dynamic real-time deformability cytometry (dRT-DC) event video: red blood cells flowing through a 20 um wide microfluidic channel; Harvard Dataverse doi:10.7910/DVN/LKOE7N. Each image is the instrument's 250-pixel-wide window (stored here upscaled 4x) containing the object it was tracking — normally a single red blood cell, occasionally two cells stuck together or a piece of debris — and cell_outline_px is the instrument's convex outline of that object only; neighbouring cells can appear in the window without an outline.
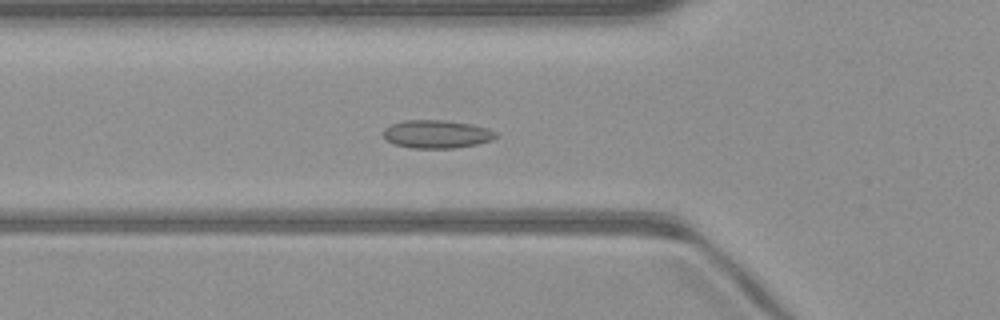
{"species": "common noctule bat (a hibernating species)", "species_latin": "Nyctalus noctula", "temperature_condition": "warm", "stored_images_in_passage": 51, "camera_frame_rate_fps": 3000, "um_per_image_px": 0.085, "animal": {"sex": "male", "body_mass_g": 23.1, "forearm_length_mm": 52.7}, "frame": {"image": 1, "passage_image": 18, "time_ms": 5.667, "image_size_px": [1000, 320], "cell_outline_px": [[500, 136], [492, 140], [476, 144], [456, 148], [412, 148], [396, 144], [388, 140], [384, 136], [384, 128], [392, 124], [404, 120], [448, 120], [472, 124], [488, 128], [496, 132]], "centroid_in_image_um": [37.18, 11.39], "position_along_channel_um": 88.6, "area_um2": 18.5}}
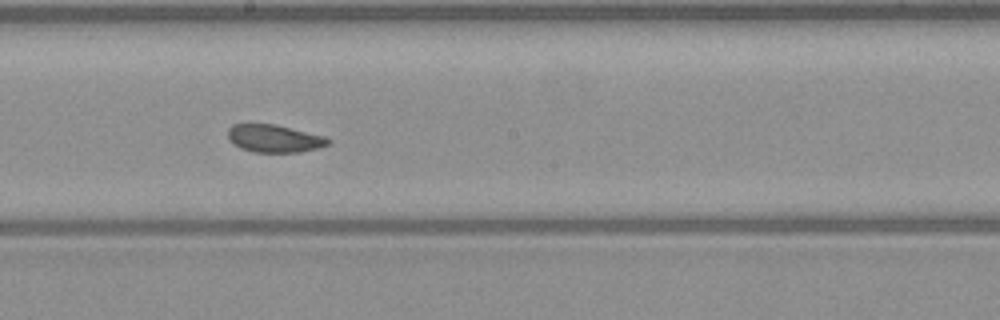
{"frame": {"image": 2, "passage_image": 28, "time_ms": 9.0, "image_size_px": [1000, 320], "cell_outline_px": [[332, 140], [328, 144], [320, 148], [300, 152], [252, 152], [240, 148], [232, 144], [228, 136], [228, 128], [232, 124], [244, 120], [248, 120], [276, 124], [324, 136]], "centroid_in_image_um": [23.23, 11.72], "position_along_channel_um": 225.0, "area_um2": 16.99}}
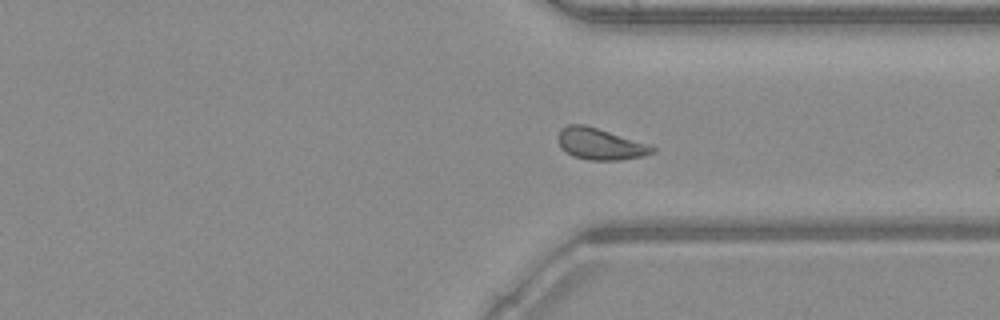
{"frame": {"image": 3, "passage_image": 38, "time_ms": 12.333, "image_size_px": [1000, 320], "cell_outline_px": [[656, 152], [644, 156], [620, 160], [588, 160], [572, 156], [560, 144], [556, 136], [560, 128], [568, 124], [584, 124], [652, 144], [656, 148]], "centroid_in_image_um": [51.06, 12.23], "position_along_channel_um": 360.3, "area_um2": 17.57}, "authors_computed_cell_mechanics": {"area_um2": 17.6868, "velocity_mm_per_s": 4.0811, "shape_relaxation_time_tau1_ms": null, "shape_relaxation_time_tau2_ms": 0.7596, "deformation_change_tau1": null, "deformation_change_tau2": 0.0554}}